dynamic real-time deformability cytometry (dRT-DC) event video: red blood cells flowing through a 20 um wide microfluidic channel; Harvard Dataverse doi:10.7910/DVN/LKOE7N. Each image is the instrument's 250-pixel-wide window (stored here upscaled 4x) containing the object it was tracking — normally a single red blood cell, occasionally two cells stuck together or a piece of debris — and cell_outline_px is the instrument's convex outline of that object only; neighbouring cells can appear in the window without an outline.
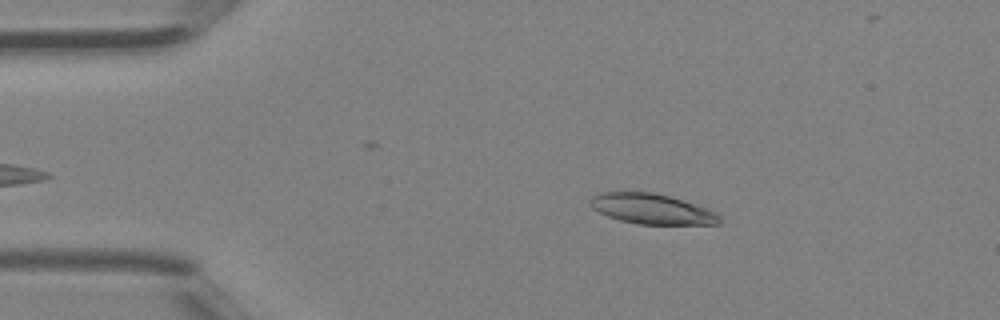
{"species": "Egyptian fruit bat (a non-hibernating species)", "species_latin": "Rousettus aegyptiacus", "temperature_condition": "room temperature", "stored_images_in_passage": 34, "camera_frame_rate_fps": 3000, "um_per_image_px": 0.085, "animal": {"sex": "female"}, "frame": {"image": 1, "passage_image": 6, "time_ms": 1.667, "image_size_px": [1000, 320], "cell_outline_px": [[720, 224], [636, 224], [620, 220], [608, 216], [592, 208], [588, 204], [588, 200], [592, 196], [600, 192], [652, 192], [668, 196], [708, 208], [716, 212], [720, 216]], "centroid_in_image_um": [55.37, 17.76], "position_along_channel_um": 29.6, "area_um2": 22.77}}
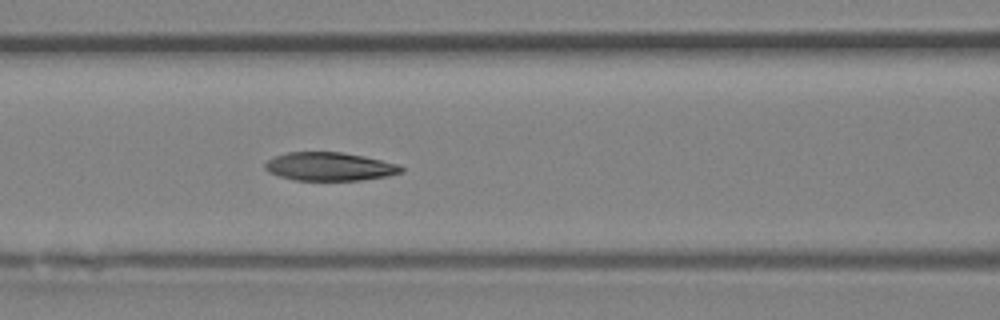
{"frame": {"image": 2, "passage_image": 16, "time_ms": 5.0, "image_size_px": [1000, 320], "cell_outline_px": [[404, 172], [388, 176], [360, 180], [296, 180], [280, 176], [268, 172], [264, 168], [264, 164], [268, 160], [276, 156], [288, 152], [344, 152], [364, 156], [400, 164], [404, 168]], "centroid_in_image_um": [28.06, 14.15], "position_along_channel_um": 138.5, "area_um2": 22.6}}
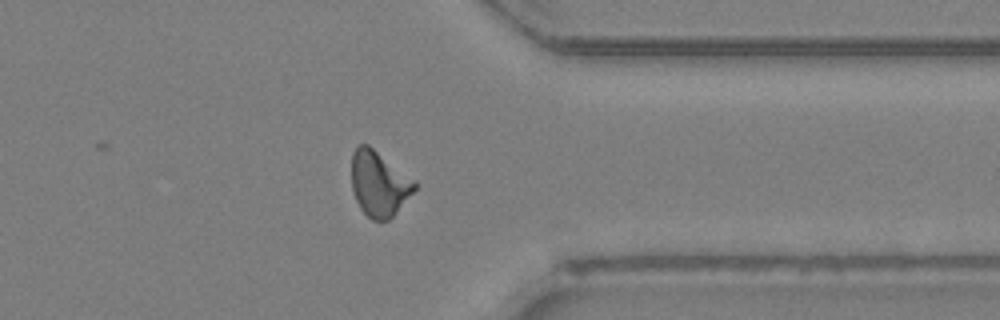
{"frame": {"image": 3, "passage_image": 31, "time_ms": 10.0, "image_size_px": [1000, 320], "cell_outline_px": [[416, 188], [396, 212], [388, 220], [372, 220], [360, 208], [356, 200], [352, 188], [352, 152], [360, 144], [368, 144], [416, 180]], "centroid_in_image_um": [32.21, 15.59], "position_along_channel_um": 379.2, "area_um2": 23.81}}